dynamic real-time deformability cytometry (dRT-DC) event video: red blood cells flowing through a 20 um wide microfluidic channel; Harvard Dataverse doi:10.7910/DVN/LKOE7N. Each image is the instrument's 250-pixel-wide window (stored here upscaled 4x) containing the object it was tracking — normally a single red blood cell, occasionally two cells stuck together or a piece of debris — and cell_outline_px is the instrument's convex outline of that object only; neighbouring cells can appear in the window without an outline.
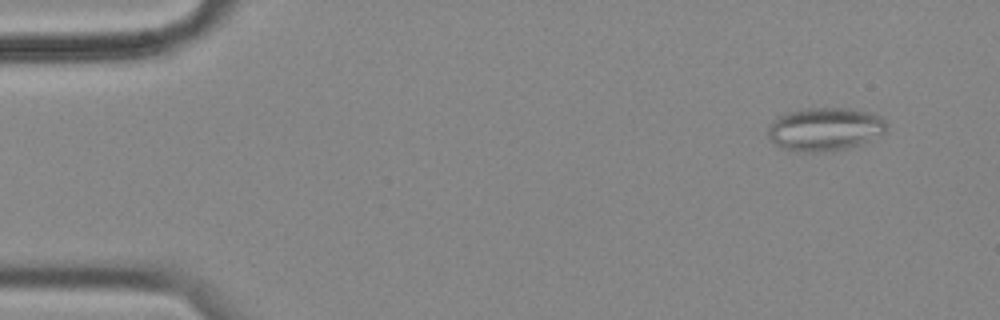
{"species": "common noctule bat (a hibernating species)", "species_latin": "Nyctalus noctula", "temperature_condition": "cold", "stored_images_in_passage": 11, "camera_frame_rate_fps": 3000, "um_per_image_px": 0.085, "animal": {"sex": "female", "body_mass_g": 18.4}, "frame": {"image": 1, "passage_image": 2, "time_ms": 0.333, "image_size_px": [1000, 320], "cell_outline_px": [[888, 128], [884, 132], [860, 144], [848, 148], [812, 152], [804, 152], [780, 148], [768, 136], [768, 128], [776, 116], [788, 112], [808, 108], [848, 108], [868, 112], [880, 116], [884, 120]], "centroid_in_image_um": [70.09, 10.97], "position_along_channel_um": 14.9, "area_um2": 29.65}}
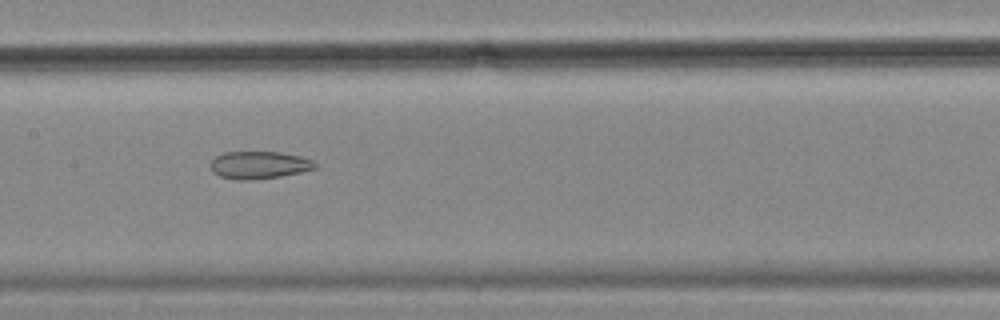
{"frame": {"image": 2, "passage_image": 8, "time_ms": 2.333, "image_size_px": [1000, 320], "cell_outline_px": [[316, 168], [300, 172], [280, 176], [248, 180], [236, 180], [220, 176], [212, 172], [212, 160], [216, 156], [224, 152], [280, 152], [300, 156], [312, 160], [316, 164]], "centroid_in_image_um": [22.02, 14.02], "position_along_channel_um": 185.4, "area_um2": 16.59}}
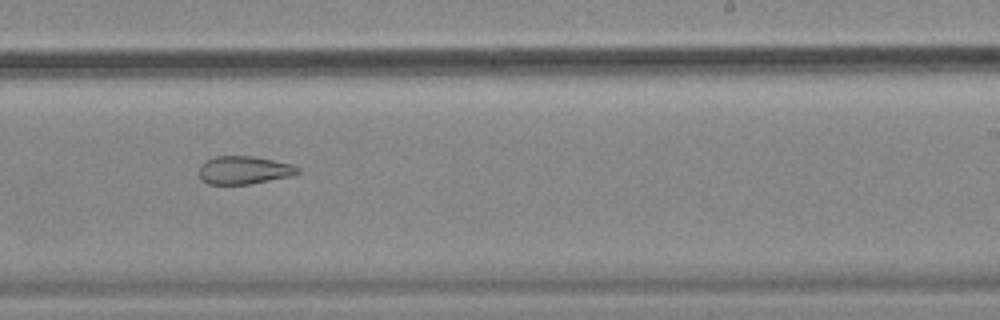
{"frame": {"image": 3, "passage_image": 10, "time_ms": 3.0, "image_size_px": [1000, 320], "cell_outline_px": [[300, 172], [292, 176], [252, 184], [208, 184], [200, 180], [200, 164], [204, 160], [216, 156], [252, 156], [292, 164], [300, 168]], "centroid_in_image_um": [20.74, 14.46], "position_along_channel_um": 268.3, "area_um2": 16.3}}